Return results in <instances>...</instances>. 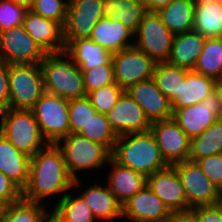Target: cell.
Instances as JSON below:
<instances>
[{"instance_id": "cell-1", "label": "cell", "mask_w": 222, "mask_h": 222, "mask_svg": "<svg viewBox=\"0 0 222 222\" xmlns=\"http://www.w3.org/2000/svg\"><path fill=\"white\" fill-rule=\"evenodd\" d=\"M79 184V179L69 174L61 149L49 143L30 158L29 180L22 199L42 204L46 197L65 193Z\"/></svg>"}, {"instance_id": "cell-2", "label": "cell", "mask_w": 222, "mask_h": 222, "mask_svg": "<svg viewBox=\"0 0 222 222\" xmlns=\"http://www.w3.org/2000/svg\"><path fill=\"white\" fill-rule=\"evenodd\" d=\"M111 158L146 177L169 166L151 131L118 136Z\"/></svg>"}, {"instance_id": "cell-3", "label": "cell", "mask_w": 222, "mask_h": 222, "mask_svg": "<svg viewBox=\"0 0 222 222\" xmlns=\"http://www.w3.org/2000/svg\"><path fill=\"white\" fill-rule=\"evenodd\" d=\"M40 67L46 93L60 96L66 100L87 96L83 74L79 66L65 52L46 54Z\"/></svg>"}, {"instance_id": "cell-4", "label": "cell", "mask_w": 222, "mask_h": 222, "mask_svg": "<svg viewBox=\"0 0 222 222\" xmlns=\"http://www.w3.org/2000/svg\"><path fill=\"white\" fill-rule=\"evenodd\" d=\"M0 119V132L20 152L29 157L49 144L45 141L31 110L8 108L0 112Z\"/></svg>"}, {"instance_id": "cell-5", "label": "cell", "mask_w": 222, "mask_h": 222, "mask_svg": "<svg viewBox=\"0 0 222 222\" xmlns=\"http://www.w3.org/2000/svg\"><path fill=\"white\" fill-rule=\"evenodd\" d=\"M9 108L31 110L45 93L40 64H8Z\"/></svg>"}, {"instance_id": "cell-6", "label": "cell", "mask_w": 222, "mask_h": 222, "mask_svg": "<svg viewBox=\"0 0 222 222\" xmlns=\"http://www.w3.org/2000/svg\"><path fill=\"white\" fill-rule=\"evenodd\" d=\"M56 144L63 153L69 174L74 179H78L76 171L98 169L106 165L111 158V152L105 146L80 134L70 133Z\"/></svg>"}, {"instance_id": "cell-7", "label": "cell", "mask_w": 222, "mask_h": 222, "mask_svg": "<svg viewBox=\"0 0 222 222\" xmlns=\"http://www.w3.org/2000/svg\"><path fill=\"white\" fill-rule=\"evenodd\" d=\"M31 111L48 143L56 144L70 134L69 100L45 92Z\"/></svg>"}, {"instance_id": "cell-8", "label": "cell", "mask_w": 222, "mask_h": 222, "mask_svg": "<svg viewBox=\"0 0 222 222\" xmlns=\"http://www.w3.org/2000/svg\"><path fill=\"white\" fill-rule=\"evenodd\" d=\"M138 39L134 45L156 63L167 62L172 50L174 35L162 22L157 12H148L140 21L137 32Z\"/></svg>"}, {"instance_id": "cell-9", "label": "cell", "mask_w": 222, "mask_h": 222, "mask_svg": "<svg viewBox=\"0 0 222 222\" xmlns=\"http://www.w3.org/2000/svg\"><path fill=\"white\" fill-rule=\"evenodd\" d=\"M115 83L123 90L153 78L156 62L135 45L112 54Z\"/></svg>"}, {"instance_id": "cell-10", "label": "cell", "mask_w": 222, "mask_h": 222, "mask_svg": "<svg viewBox=\"0 0 222 222\" xmlns=\"http://www.w3.org/2000/svg\"><path fill=\"white\" fill-rule=\"evenodd\" d=\"M46 54L23 24L0 32V62L40 64Z\"/></svg>"}, {"instance_id": "cell-11", "label": "cell", "mask_w": 222, "mask_h": 222, "mask_svg": "<svg viewBox=\"0 0 222 222\" xmlns=\"http://www.w3.org/2000/svg\"><path fill=\"white\" fill-rule=\"evenodd\" d=\"M179 175L188 209L218 203L220 189L206 176L197 162L185 160L172 165Z\"/></svg>"}, {"instance_id": "cell-12", "label": "cell", "mask_w": 222, "mask_h": 222, "mask_svg": "<svg viewBox=\"0 0 222 222\" xmlns=\"http://www.w3.org/2000/svg\"><path fill=\"white\" fill-rule=\"evenodd\" d=\"M222 117V100L215 89L201 103L173 110L172 118L191 139Z\"/></svg>"}, {"instance_id": "cell-13", "label": "cell", "mask_w": 222, "mask_h": 222, "mask_svg": "<svg viewBox=\"0 0 222 222\" xmlns=\"http://www.w3.org/2000/svg\"><path fill=\"white\" fill-rule=\"evenodd\" d=\"M102 3L103 0H68L63 27L65 46L73 40L91 36L93 27L104 17Z\"/></svg>"}, {"instance_id": "cell-14", "label": "cell", "mask_w": 222, "mask_h": 222, "mask_svg": "<svg viewBox=\"0 0 222 222\" xmlns=\"http://www.w3.org/2000/svg\"><path fill=\"white\" fill-rule=\"evenodd\" d=\"M150 131L168 165L188 160L191 139L173 118L151 122Z\"/></svg>"}, {"instance_id": "cell-15", "label": "cell", "mask_w": 222, "mask_h": 222, "mask_svg": "<svg viewBox=\"0 0 222 222\" xmlns=\"http://www.w3.org/2000/svg\"><path fill=\"white\" fill-rule=\"evenodd\" d=\"M105 115L117 136L150 131L151 122L127 91Z\"/></svg>"}, {"instance_id": "cell-16", "label": "cell", "mask_w": 222, "mask_h": 222, "mask_svg": "<svg viewBox=\"0 0 222 222\" xmlns=\"http://www.w3.org/2000/svg\"><path fill=\"white\" fill-rule=\"evenodd\" d=\"M170 213L148 185L122 204V217L134 222H164Z\"/></svg>"}, {"instance_id": "cell-17", "label": "cell", "mask_w": 222, "mask_h": 222, "mask_svg": "<svg viewBox=\"0 0 222 222\" xmlns=\"http://www.w3.org/2000/svg\"><path fill=\"white\" fill-rule=\"evenodd\" d=\"M147 185L170 212L188 210L187 198L177 170L168 167L147 177Z\"/></svg>"}, {"instance_id": "cell-18", "label": "cell", "mask_w": 222, "mask_h": 222, "mask_svg": "<svg viewBox=\"0 0 222 222\" xmlns=\"http://www.w3.org/2000/svg\"><path fill=\"white\" fill-rule=\"evenodd\" d=\"M126 91L142 107L150 122L172 118L171 102L158 89L153 78L141 81Z\"/></svg>"}, {"instance_id": "cell-19", "label": "cell", "mask_w": 222, "mask_h": 222, "mask_svg": "<svg viewBox=\"0 0 222 222\" xmlns=\"http://www.w3.org/2000/svg\"><path fill=\"white\" fill-rule=\"evenodd\" d=\"M23 25L27 33L47 54L65 51L63 27L59 23L28 10Z\"/></svg>"}, {"instance_id": "cell-20", "label": "cell", "mask_w": 222, "mask_h": 222, "mask_svg": "<svg viewBox=\"0 0 222 222\" xmlns=\"http://www.w3.org/2000/svg\"><path fill=\"white\" fill-rule=\"evenodd\" d=\"M30 158L0 132V171L23 190L29 180Z\"/></svg>"}, {"instance_id": "cell-21", "label": "cell", "mask_w": 222, "mask_h": 222, "mask_svg": "<svg viewBox=\"0 0 222 222\" xmlns=\"http://www.w3.org/2000/svg\"><path fill=\"white\" fill-rule=\"evenodd\" d=\"M133 36L134 34L121 21L111 20L106 16L93 27L89 38L111 54H115L133 46L134 44L128 42Z\"/></svg>"}, {"instance_id": "cell-22", "label": "cell", "mask_w": 222, "mask_h": 222, "mask_svg": "<svg viewBox=\"0 0 222 222\" xmlns=\"http://www.w3.org/2000/svg\"><path fill=\"white\" fill-rule=\"evenodd\" d=\"M108 163L113 165V170L108 175V185L106 186L121 204L147 185V177L144 174L122 166L112 158L109 159Z\"/></svg>"}, {"instance_id": "cell-23", "label": "cell", "mask_w": 222, "mask_h": 222, "mask_svg": "<svg viewBox=\"0 0 222 222\" xmlns=\"http://www.w3.org/2000/svg\"><path fill=\"white\" fill-rule=\"evenodd\" d=\"M206 41V37L195 31L174 35L172 50L167 63L193 70Z\"/></svg>"}, {"instance_id": "cell-24", "label": "cell", "mask_w": 222, "mask_h": 222, "mask_svg": "<svg viewBox=\"0 0 222 222\" xmlns=\"http://www.w3.org/2000/svg\"><path fill=\"white\" fill-rule=\"evenodd\" d=\"M215 84V79L190 70L186 79H181L180 96L171 102L172 110L201 103L215 90Z\"/></svg>"}, {"instance_id": "cell-25", "label": "cell", "mask_w": 222, "mask_h": 222, "mask_svg": "<svg viewBox=\"0 0 222 222\" xmlns=\"http://www.w3.org/2000/svg\"><path fill=\"white\" fill-rule=\"evenodd\" d=\"M64 52L81 71L108 64L112 60V54L89 37L73 40L65 46Z\"/></svg>"}, {"instance_id": "cell-26", "label": "cell", "mask_w": 222, "mask_h": 222, "mask_svg": "<svg viewBox=\"0 0 222 222\" xmlns=\"http://www.w3.org/2000/svg\"><path fill=\"white\" fill-rule=\"evenodd\" d=\"M193 31L206 38L222 37V6L218 0H195Z\"/></svg>"}, {"instance_id": "cell-27", "label": "cell", "mask_w": 222, "mask_h": 222, "mask_svg": "<svg viewBox=\"0 0 222 222\" xmlns=\"http://www.w3.org/2000/svg\"><path fill=\"white\" fill-rule=\"evenodd\" d=\"M102 12L104 17L121 21L135 34L148 10L141 0H103Z\"/></svg>"}, {"instance_id": "cell-28", "label": "cell", "mask_w": 222, "mask_h": 222, "mask_svg": "<svg viewBox=\"0 0 222 222\" xmlns=\"http://www.w3.org/2000/svg\"><path fill=\"white\" fill-rule=\"evenodd\" d=\"M195 0H173L157 14L173 35L193 31Z\"/></svg>"}, {"instance_id": "cell-29", "label": "cell", "mask_w": 222, "mask_h": 222, "mask_svg": "<svg viewBox=\"0 0 222 222\" xmlns=\"http://www.w3.org/2000/svg\"><path fill=\"white\" fill-rule=\"evenodd\" d=\"M80 195L92 210L95 218L112 220L122 217V204L107 186H90Z\"/></svg>"}, {"instance_id": "cell-30", "label": "cell", "mask_w": 222, "mask_h": 222, "mask_svg": "<svg viewBox=\"0 0 222 222\" xmlns=\"http://www.w3.org/2000/svg\"><path fill=\"white\" fill-rule=\"evenodd\" d=\"M220 153H222V117L200 135L191 138L188 160L196 162Z\"/></svg>"}, {"instance_id": "cell-31", "label": "cell", "mask_w": 222, "mask_h": 222, "mask_svg": "<svg viewBox=\"0 0 222 222\" xmlns=\"http://www.w3.org/2000/svg\"><path fill=\"white\" fill-rule=\"evenodd\" d=\"M189 71V69L172 66L167 62L157 63L153 79L158 89L172 102L180 96L181 79H186Z\"/></svg>"}, {"instance_id": "cell-32", "label": "cell", "mask_w": 222, "mask_h": 222, "mask_svg": "<svg viewBox=\"0 0 222 222\" xmlns=\"http://www.w3.org/2000/svg\"><path fill=\"white\" fill-rule=\"evenodd\" d=\"M193 70L215 80L222 76V37L206 38Z\"/></svg>"}, {"instance_id": "cell-33", "label": "cell", "mask_w": 222, "mask_h": 222, "mask_svg": "<svg viewBox=\"0 0 222 222\" xmlns=\"http://www.w3.org/2000/svg\"><path fill=\"white\" fill-rule=\"evenodd\" d=\"M87 139L100 143L110 152L113 151L118 136L112 130L105 114L96 112L86 126L78 133Z\"/></svg>"}, {"instance_id": "cell-34", "label": "cell", "mask_w": 222, "mask_h": 222, "mask_svg": "<svg viewBox=\"0 0 222 222\" xmlns=\"http://www.w3.org/2000/svg\"><path fill=\"white\" fill-rule=\"evenodd\" d=\"M55 208L63 216L64 222H95L96 219L81 195L74 198L70 194H62Z\"/></svg>"}, {"instance_id": "cell-35", "label": "cell", "mask_w": 222, "mask_h": 222, "mask_svg": "<svg viewBox=\"0 0 222 222\" xmlns=\"http://www.w3.org/2000/svg\"><path fill=\"white\" fill-rule=\"evenodd\" d=\"M44 211L40 203L21 199L7 206L2 222H40Z\"/></svg>"}, {"instance_id": "cell-36", "label": "cell", "mask_w": 222, "mask_h": 222, "mask_svg": "<svg viewBox=\"0 0 222 222\" xmlns=\"http://www.w3.org/2000/svg\"><path fill=\"white\" fill-rule=\"evenodd\" d=\"M96 112L87 96L69 100L70 133L78 134Z\"/></svg>"}, {"instance_id": "cell-37", "label": "cell", "mask_w": 222, "mask_h": 222, "mask_svg": "<svg viewBox=\"0 0 222 222\" xmlns=\"http://www.w3.org/2000/svg\"><path fill=\"white\" fill-rule=\"evenodd\" d=\"M86 93L101 87L115 84L114 66L112 60L108 64L98 65L92 69L81 71Z\"/></svg>"}, {"instance_id": "cell-38", "label": "cell", "mask_w": 222, "mask_h": 222, "mask_svg": "<svg viewBox=\"0 0 222 222\" xmlns=\"http://www.w3.org/2000/svg\"><path fill=\"white\" fill-rule=\"evenodd\" d=\"M124 92L125 90L115 83L93 90L87 93V97L97 112L106 114L117 103Z\"/></svg>"}, {"instance_id": "cell-39", "label": "cell", "mask_w": 222, "mask_h": 222, "mask_svg": "<svg viewBox=\"0 0 222 222\" xmlns=\"http://www.w3.org/2000/svg\"><path fill=\"white\" fill-rule=\"evenodd\" d=\"M68 1L34 0L31 11L43 18L53 20L64 27L67 19Z\"/></svg>"}, {"instance_id": "cell-40", "label": "cell", "mask_w": 222, "mask_h": 222, "mask_svg": "<svg viewBox=\"0 0 222 222\" xmlns=\"http://www.w3.org/2000/svg\"><path fill=\"white\" fill-rule=\"evenodd\" d=\"M28 10L9 0H0V32L23 24Z\"/></svg>"}, {"instance_id": "cell-41", "label": "cell", "mask_w": 222, "mask_h": 222, "mask_svg": "<svg viewBox=\"0 0 222 222\" xmlns=\"http://www.w3.org/2000/svg\"><path fill=\"white\" fill-rule=\"evenodd\" d=\"M206 176L222 189V153L211 155L196 161Z\"/></svg>"}, {"instance_id": "cell-42", "label": "cell", "mask_w": 222, "mask_h": 222, "mask_svg": "<svg viewBox=\"0 0 222 222\" xmlns=\"http://www.w3.org/2000/svg\"><path fill=\"white\" fill-rule=\"evenodd\" d=\"M22 199V190L0 171V200L7 205Z\"/></svg>"}, {"instance_id": "cell-43", "label": "cell", "mask_w": 222, "mask_h": 222, "mask_svg": "<svg viewBox=\"0 0 222 222\" xmlns=\"http://www.w3.org/2000/svg\"><path fill=\"white\" fill-rule=\"evenodd\" d=\"M198 218V222H222V209L218 204L202 205L192 208Z\"/></svg>"}, {"instance_id": "cell-44", "label": "cell", "mask_w": 222, "mask_h": 222, "mask_svg": "<svg viewBox=\"0 0 222 222\" xmlns=\"http://www.w3.org/2000/svg\"><path fill=\"white\" fill-rule=\"evenodd\" d=\"M9 108L8 64L0 62V112Z\"/></svg>"}, {"instance_id": "cell-45", "label": "cell", "mask_w": 222, "mask_h": 222, "mask_svg": "<svg viewBox=\"0 0 222 222\" xmlns=\"http://www.w3.org/2000/svg\"><path fill=\"white\" fill-rule=\"evenodd\" d=\"M164 222H198L196 212L191 208L183 211H174Z\"/></svg>"}, {"instance_id": "cell-46", "label": "cell", "mask_w": 222, "mask_h": 222, "mask_svg": "<svg viewBox=\"0 0 222 222\" xmlns=\"http://www.w3.org/2000/svg\"><path fill=\"white\" fill-rule=\"evenodd\" d=\"M148 12H157L160 8L169 5L173 0H141Z\"/></svg>"}, {"instance_id": "cell-47", "label": "cell", "mask_w": 222, "mask_h": 222, "mask_svg": "<svg viewBox=\"0 0 222 222\" xmlns=\"http://www.w3.org/2000/svg\"><path fill=\"white\" fill-rule=\"evenodd\" d=\"M40 222H64V219L63 216L57 211V209L53 208L52 213H47L46 210L42 213Z\"/></svg>"}, {"instance_id": "cell-48", "label": "cell", "mask_w": 222, "mask_h": 222, "mask_svg": "<svg viewBox=\"0 0 222 222\" xmlns=\"http://www.w3.org/2000/svg\"><path fill=\"white\" fill-rule=\"evenodd\" d=\"M9 1H12L17 5L22 6L26 8L27 10H30L34 3V0H9Z\"/></svg>"}, {"instance_id": "cell-49", "label": "cell", "mask_w": 222, "mask_h": 222, "mask_svg": "<svg viewBox=\"0 0 222 222\" xmlns=\"http://www.w3.org/2000/svg\"><path fill=\"white\" fill-rule=\"evenodd\" d=\"M215 89L218 91L219 96L222 100V76L218 79H216Z\"/></svg>"}, {"instance_id": "cell-50", "label": "cell", "mask_w": 222, "mask_h": 222, "mask_svg": "<svg viewBox=\"0 0 222 222\" xmlns=\"http://www.w3.org/2000/svg\"><path fill=\"white\" fill-rule=\"evenodd\" d=\"M7 206L8 205L5 202L0 200V222L3 221L4 214H5Z\"/></svg>"}, {"instance_id": "cell-51", "label": "cell", "mask_w": 222, "mask_h": 222, "mask_svg": "<svg viewBox=\"0 0 222 222\" xmlns=\"http://www.w3.org/2000/svg\"><path fill=\"white\" fill-rule=\"evenodd\" d=\"M220 208L222 209V189L220 190V193H219V198H218V203H217Z\"/></svg>"}]
</instances>
